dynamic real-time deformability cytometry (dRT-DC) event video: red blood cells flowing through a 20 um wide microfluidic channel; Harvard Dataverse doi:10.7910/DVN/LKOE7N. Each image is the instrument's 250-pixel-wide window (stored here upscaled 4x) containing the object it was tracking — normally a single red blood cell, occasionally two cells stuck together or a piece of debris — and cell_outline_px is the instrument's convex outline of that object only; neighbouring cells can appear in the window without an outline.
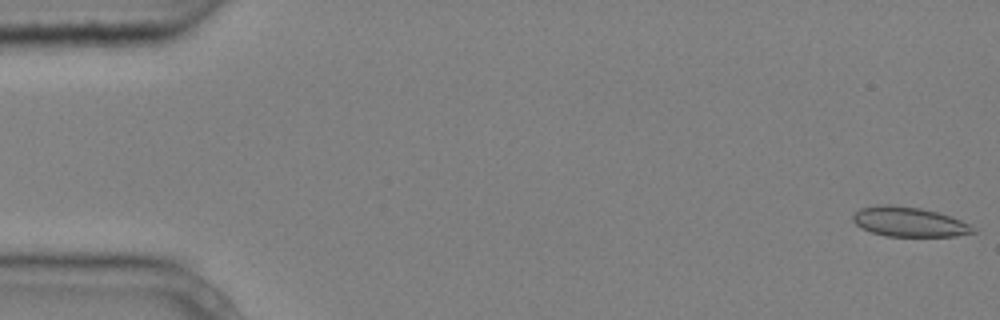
{"species": "common noctule bat (a hibernating species)", "species_latin": "Nyctalus noctula", "temperature_condition": "cold", "stored_images_in_passage": 4, "camera_frame_rate_fps": 3000, "um_per_image_px": 0.085, "animal": {"sex": "male", "body_mass_g": 20.4}, "frame": {"image": 1, "passage_image": 1, "time_ms": 0.0, "image_size_px": [1000, 320], "cell_outline_px": [[976, 232], [956, 236], [884, 236], [860, 228], [852, 220], [852, 212], [860, 208], [880, 204], [888, 204], [920, 208], [936, 212], [960, 220], [976, 228]], "centroid_in_image_um": [77.21, 18.86], "position_along_channel_um": 7.8, "area_um2": 20.81}}
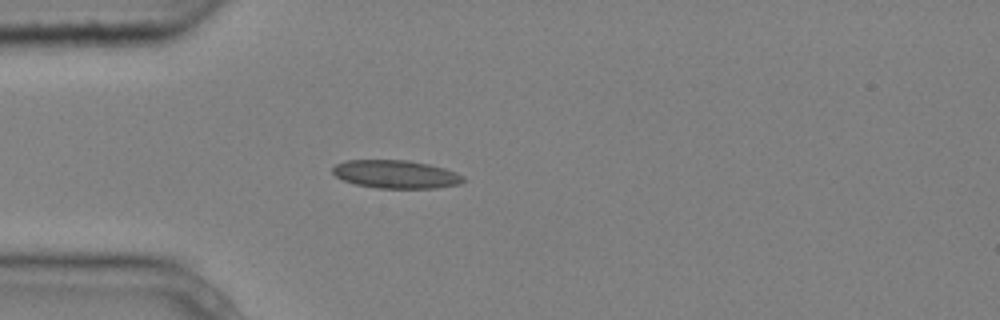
{"frame": {"image": 2, "passage_image": 4, "time_ms": 1.0, "image_size_px": [1000, 320], "cell_outline_px": [[464, 180], [460, 184], [436, 188], [376, 188], [356, 184], [344, 180], [336, 176], [332, 172], [332, 168], [336, 164], [344, 160], [408, 160], [428, 164], [444, 168], [456, 172], [464, 176]], "centroid_in_image_um": [33.65, 14.81], "position_along_channel_um": 51.4, "area_um2": 21.44}}